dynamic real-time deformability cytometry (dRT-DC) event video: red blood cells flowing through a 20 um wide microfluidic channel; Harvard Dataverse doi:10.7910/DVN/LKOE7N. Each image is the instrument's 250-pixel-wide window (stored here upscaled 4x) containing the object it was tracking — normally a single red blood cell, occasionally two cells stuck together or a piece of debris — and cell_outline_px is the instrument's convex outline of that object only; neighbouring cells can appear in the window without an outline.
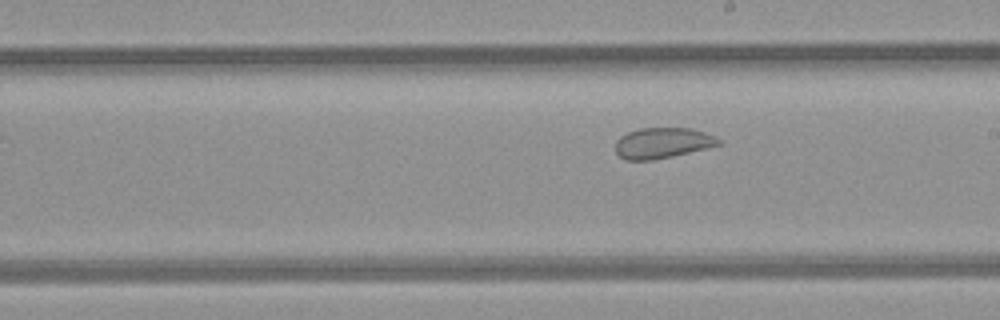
{"species": "common noctule bat (a hibernating species)", "species_latin": "Nyctalus noctula", "temperature_condition": "room temperature", "stored_images_in_passage": 7, "camera_frame_rate_fps": 3000, "um_per_image_px": 0.085, "animal": {"sex": "female", "body_mass_g": 21.9}, "frame": {"image": 1, "passage_image": 7, "time_ms": 7.667, "image_size_px": [1000, 320], "cell_outline_px": [[724, 144], [672, 156], [652, 160], [628, 160], [620, 156], [616, 152], [616, 140], [620, 136], [628, 132], [640, 128], [692, 128], [716, 136], [724, 140]], "centroid_in_image_um": [56.37, 12.14], "position_along_channel_um": 232.6, "area_um2": 18.55}}